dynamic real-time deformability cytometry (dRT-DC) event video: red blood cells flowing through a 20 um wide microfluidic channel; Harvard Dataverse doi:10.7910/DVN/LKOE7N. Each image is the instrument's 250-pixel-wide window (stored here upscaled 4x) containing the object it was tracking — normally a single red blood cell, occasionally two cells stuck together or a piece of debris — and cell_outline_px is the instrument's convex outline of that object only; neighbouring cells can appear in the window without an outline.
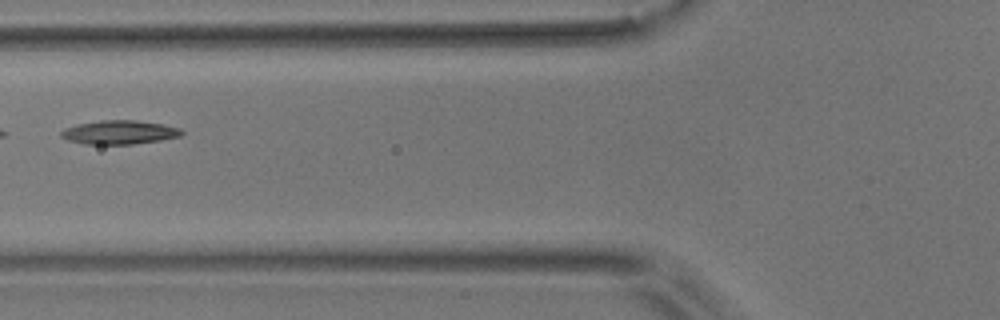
{"species": "common noctule bat (a hibernating species)", "species_latin": "Nyctalus noctula", "temperature_condition": "room temperature", "stored_images_in_passage": 3, "camera_frame_rate_fps": 3000, "um_per_image_px": 0.085, "animal": {"sex": "male", "body_mass_g": 17.9}, "frame": {"image": 1, "passage_image": 3, "time_ms": 2.333, "image_size_px": [1000, 320], "cell_outline_px": [[184, 132], [180, 136], [160, 140], [132, 144], [84, 144], [68, 140], [60, 136], [60, 132], [64, 128], [76, 124], [100, 120], [136, 120], [164, 124], [180, 128]], "centroid_in_image_um": [10.13, 11.24], "position_along_channel_um": 115.7, "area_um2": 16.82}}